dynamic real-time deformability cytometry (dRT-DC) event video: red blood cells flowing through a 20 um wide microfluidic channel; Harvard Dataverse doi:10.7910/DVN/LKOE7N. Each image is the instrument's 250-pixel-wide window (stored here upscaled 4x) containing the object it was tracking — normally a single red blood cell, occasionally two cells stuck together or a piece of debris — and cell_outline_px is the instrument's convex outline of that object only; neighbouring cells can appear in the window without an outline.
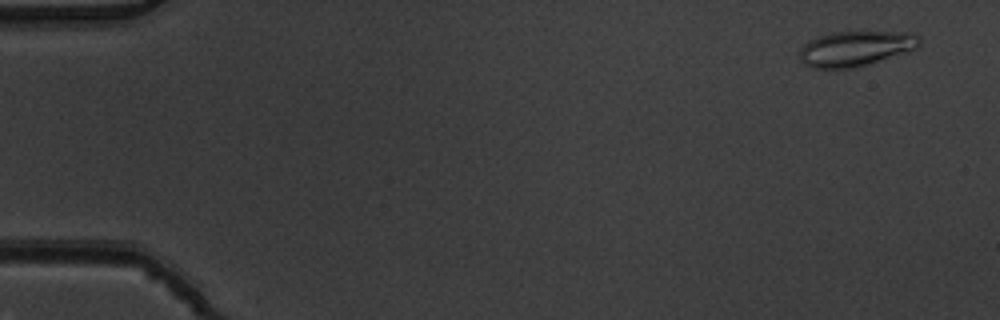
{"species": "common noctule bat (a hibernating species)", "species_latin": "Nyctalus noctula", "temperature_condition": "warm", "stored_images_in_passage": 50, "camera_frame_rate_fps": 3000, "um_per_image_px": 0.085, "animal": {"sex": "male", "body_mass_g": 19.5, "forearm_length_mm": 54.6}, "frame": {"image": 1, "passage_image": 1, "time_ms": 0.0, "image_size_px": [1000, 320], "cell_outline_px": [[920, 44], [916, 48], [856, 68], [812, 68], [804, 64], [800, 60], [800, 48], [808, 40], [832, 32], [912, 32], [920, 36]], "centroid_in_image_um": [72.7, 4.12], "position_along_channel_um": 12.3, "area_um2": 24.45}}
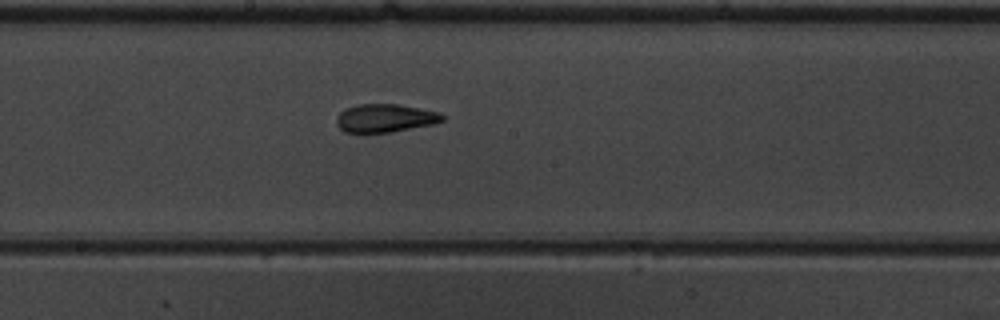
{"frame": {"image": 2, "passage_image": 27, "time_ms": 8.667, "image_size_px": [1000, 320], "cell_outline_px": [[444, 120], [432, 124], [388, 132], [344, 132], [336, 124], [336, 116], [344, 108], [360, 104], [400, 104], [440, 112], [444, 116]], "centroid_in_image_um": [32.71, 10.02], "position_along_channel_um": 215.5, "area_um2": 17.34}}
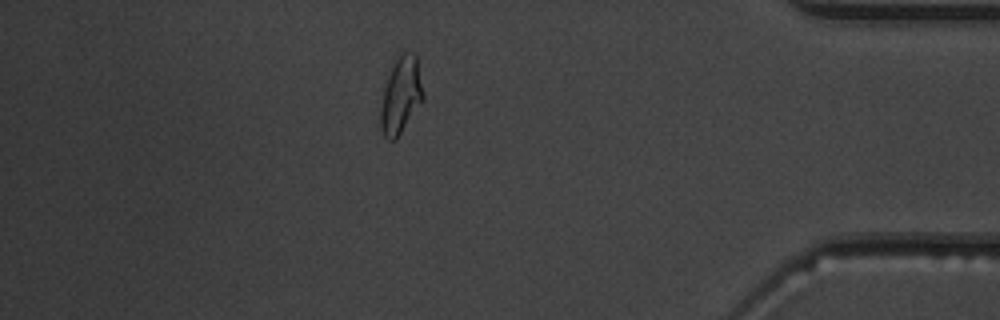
{"frame": {"image": 3, "passage_image": 44, "time_ms": 14.333, "image_size_px": [1000, 320], "cell_outline_px": [[424, 100], [396, 140], [388, 140], [384, 136], [380, 128], [380, 108], [384, 88], [392, 64], [404, 52], [416, 52], [424, 92]], "centroid_in_image_um": [34.09, 8.12], "position_along_channel_um": 401.1, "area_um2": 19.25}, "authors_computed_cell_mechanics": {"area_um2": 18.3226, "velocity_mm_per_s": 3.8982, "shape_relaxation_time_tau1_ms": null, "shape_relaxation_time_tau2_ms": 1.9437, "deformation_change_tau1": null, "deformation_change_tau2": 0.0828}}